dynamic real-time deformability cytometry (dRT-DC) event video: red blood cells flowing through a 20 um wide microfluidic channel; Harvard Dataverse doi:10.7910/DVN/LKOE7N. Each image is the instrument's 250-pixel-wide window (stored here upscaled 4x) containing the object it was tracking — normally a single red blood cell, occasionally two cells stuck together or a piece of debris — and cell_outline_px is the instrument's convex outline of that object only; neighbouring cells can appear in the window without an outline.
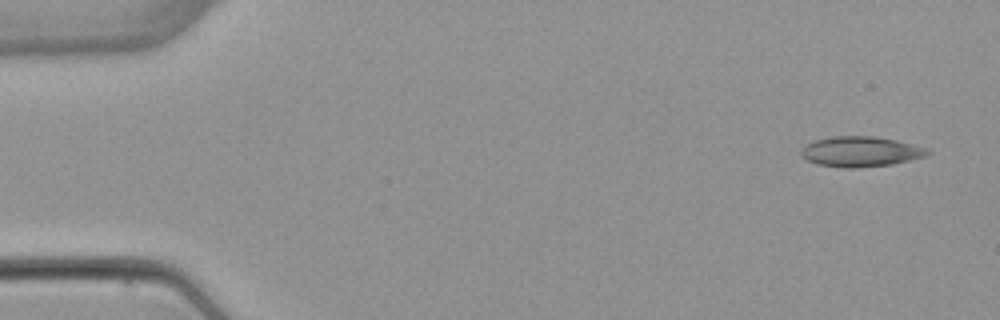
{"species": "common noctule bat (a hibernating species)", "species_latin": "Nyctalus noctula", "temperature_condition": "warm", "stored_images_in_passage": 5, "camera_frame_rate_fps": 3000, "um_per_image_px": 0.085, "animal": {"sex": "female", "body_mass_g": 22.7, "forearm_length_mm": 54.2}, "frame": {"image": 1, "passage_image": 1, "time_ms": 0.0, "image_size_px": [1000, 320], "cell_outline_px": [[932, 152], [924, 156], [892, 164], [856, 168], [844, 168], [816, 164], [808, 160], [800, 152], [800, 148], [804, 144], [816, 140], [832, 136], [872, 136], [896, 140], [912, 144], [924, 148]], "centroid_in_image_um": [73.1, 12.88], "position_along_channel_um": 11.9, "area_um2": 22.14}}
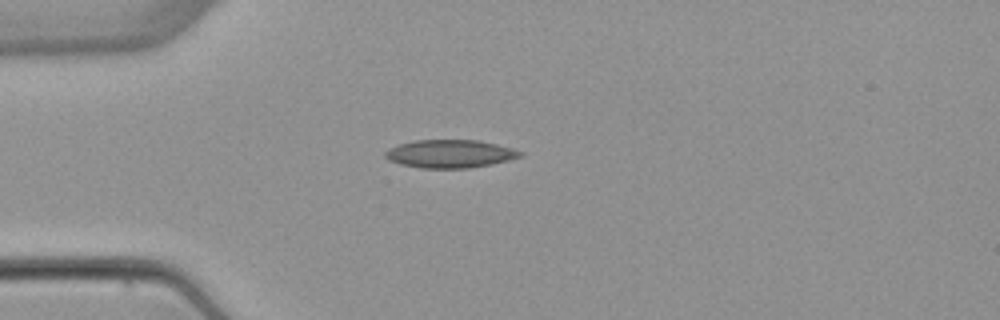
{"frame": {"image": 2, "passage_image": 4, "time_ms": 3.667, "image_size_px": [1000, 320], "cell_outline_px": [[524, 156], [492, 164], [468, 168], [420, 168], [400, 164], [388, 160], [384, 156], [384, 152], [388, 148], [400, 144], [416, 140], [480, 140], [512, 148], [524, 152]], "centroid_in_image_um": [38.26, 13.07], "position_along_channel_um": 46.7, "area_um2": 22.2}}